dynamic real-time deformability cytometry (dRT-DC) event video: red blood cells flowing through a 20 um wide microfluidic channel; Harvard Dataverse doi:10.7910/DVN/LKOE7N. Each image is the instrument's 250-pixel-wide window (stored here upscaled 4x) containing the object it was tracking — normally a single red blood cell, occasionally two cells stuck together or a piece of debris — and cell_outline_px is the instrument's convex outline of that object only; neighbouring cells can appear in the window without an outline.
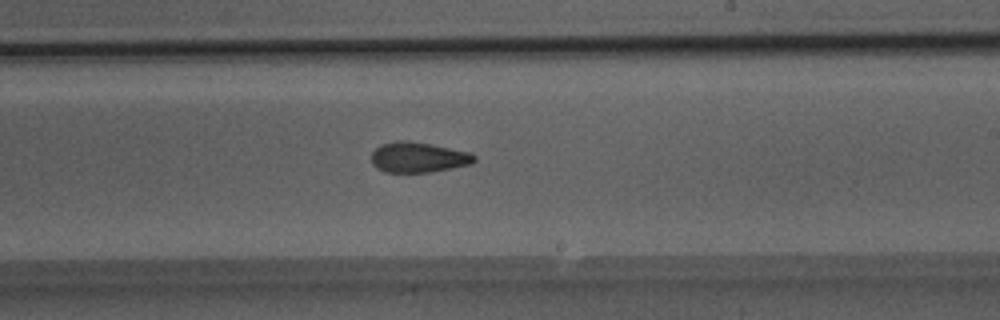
{"species": "Egyptian fruit bat (a non-hibernating species)", "species_latin": "Rousettus aegyptiacus", "temperature_condition": "room temperature", "stored_images_in_passage": 50, "camera_frame_rate_fps": 3000, "um_per_image_px": 0.085, "animal": {"sex": "male"}, "frame": {"image": 1, "passage_image": 30, "time_ms": 9.667, "image_size_px": [1000, 320], "cell_outline_px": [[476, 160], [472, 164], [452, 168], [428, 172], [384, 172], [376, 168], [372, 164], [372, 152], [380, 144], [396, 140], [408, 140], [472, 152], [476, 156]], "centroid_in_image_um": [35.56, 13.36], "position_along_channel_um": 253.4, "area_um2": 18.38}}
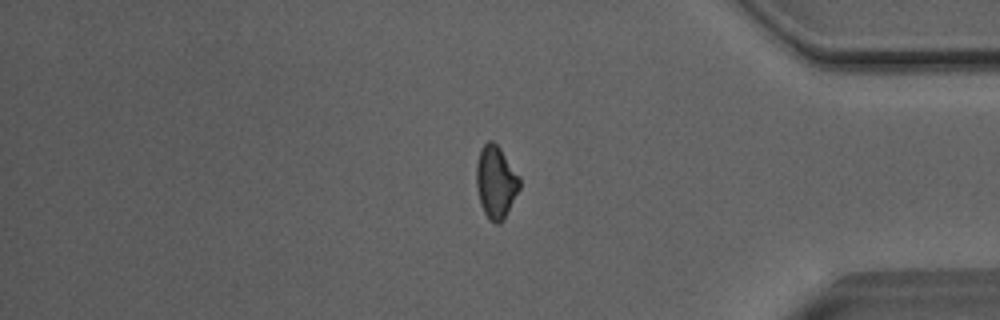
{"frame": {"image": 2, "passage_image": 42, "time_ms": 13.667, "image_size_px": [1000, 320], "cell_outline_px": [[520, 188], [504, 220], [500, 224], [496, 224], [484, 212], [480, 204], [476, 188], [476, 164], [480, 148], [488, 140], [492, 140], [500, 148], [520, 176]], "centroid_in_image_um": [42.14, 15.46], "position_along_channel_um": 393.1, "area_um2": 18.44}}
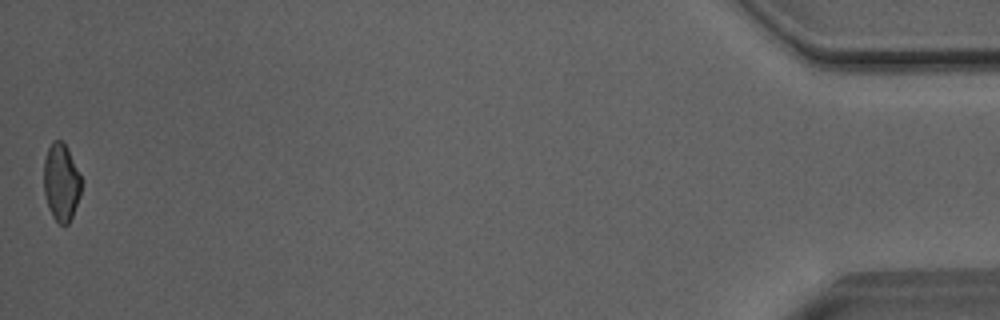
{"frame": {"image": 3, "passage_image": 50, "time_ms": 16.333, "image_size_px": [1000, 320], "cell_outline_px": [[80, 196], [72, 216], [68, 224], [64, 228], [52, 216], [48, 208], [44, 192], [44, 160], [48, 148], [52, 140], [60, 140], [68, 148], [80, 176]], "centroid_in_image_um": [5.18, 15.52], "position_along_channel_um": 430.0, "area_um2": 16.88}, "authors_computed_cell_mechanics": {"area_um2": 18.6983, "velocity_mm_per_s": 4.0923, "shape_relaxation_time_tau1_ms": null, "shape_relaxation_time_tau2_ms": 1.9376, "deformation_change_tau1": null, "deformation_change_tau2": 0.0785}}